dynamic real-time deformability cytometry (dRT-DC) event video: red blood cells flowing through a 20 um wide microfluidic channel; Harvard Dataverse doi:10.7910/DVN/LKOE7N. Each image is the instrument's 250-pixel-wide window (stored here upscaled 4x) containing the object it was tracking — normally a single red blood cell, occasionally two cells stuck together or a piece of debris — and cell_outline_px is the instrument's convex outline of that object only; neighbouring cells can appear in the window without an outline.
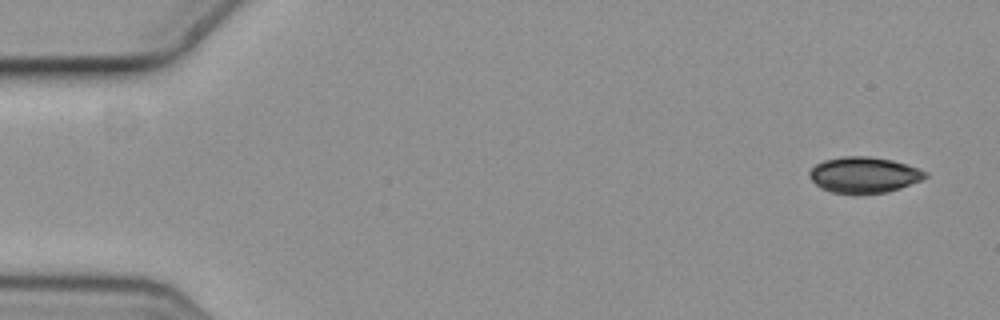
{"species": "common noctule bat (a hibernating species)", "species_latin": "Nyctalus noctula", "temperature_condition": "cold", "stored_images_in_passage": 7, "camera_frame_rate_fps": 3000, "um_per_image_px": 0.085, "animal": {"sex": "female", "body_mass_g": 19.3, "forearm_length_mm": 54.1}, "frame": {"image": 1, "passage_image": 1, "time_ms": 0.0, "image_size_px": [1000, 320], "cell_outline_px": [[928, 176], [924, 180], [888, 192], [832, 192], [820, 188], [812, 180], [808, 172], [816, 164], [824, 160], [844, 156], [868, 156], [892, 160], [908, 164], [928, 172]], "centroid_in_image_um": [73.48, 14.84], "position_along_channel_um": 11.5, "area_um2": 24.04}}
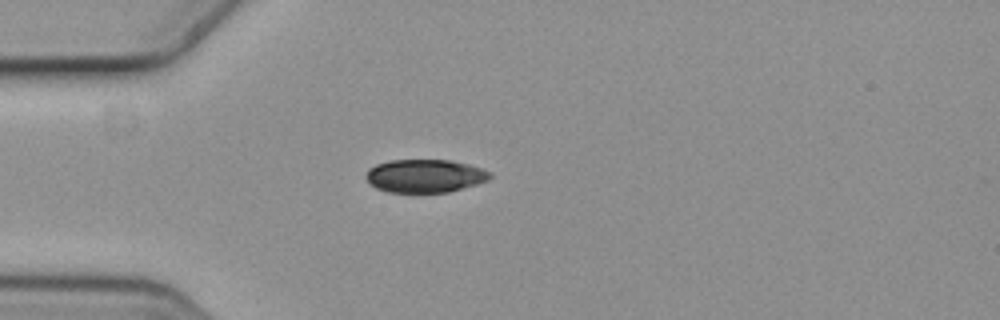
{"frame": {"image": 2, "passage_image": 4, "time_ms": 1.0, "image_size_px": [1000, 320], "cell_outline_px": [[492, 176], [488, 180], [476, 184], [448, 192], [388, 192], [376, 188], [364, 176], [368, 168], [376, 164], [388, 160], [452, 160], [468, 164], [480, 168], [488, 172]], "centroid_in_image_um": [36.08, 14.94], "position_along_channel_um": 48.9, "area_um2": 23.87}}
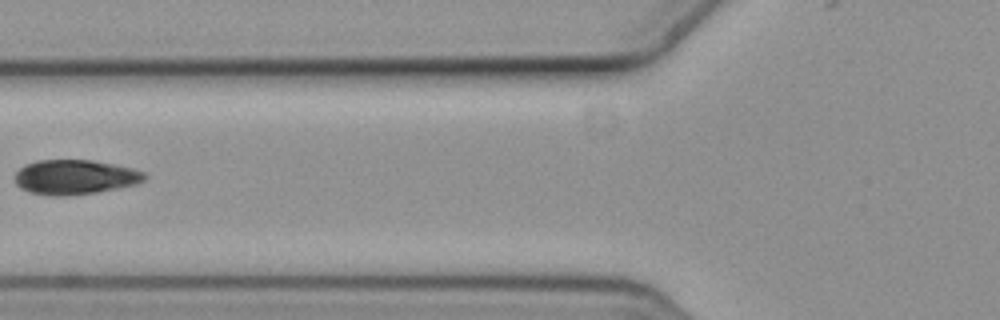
{"frame": {"image": 3, "passage_image": 6, "time_ms": 1.667, "image_size_px": [1000, 320], "cell_outline_px": [[148, 176], [144, 180], [136, 184], [96, 192], [68, 196], [48, 196], [32, 192], [20, 188], [16, 184], [16, 172], [24, 164], [36, 160], [92, 160], [132, 168], [144, 172]], "centroid_in_image_um": [6.36, 15.05], "position_along_channel_um": 119.4, "area_um2": 26.18}}